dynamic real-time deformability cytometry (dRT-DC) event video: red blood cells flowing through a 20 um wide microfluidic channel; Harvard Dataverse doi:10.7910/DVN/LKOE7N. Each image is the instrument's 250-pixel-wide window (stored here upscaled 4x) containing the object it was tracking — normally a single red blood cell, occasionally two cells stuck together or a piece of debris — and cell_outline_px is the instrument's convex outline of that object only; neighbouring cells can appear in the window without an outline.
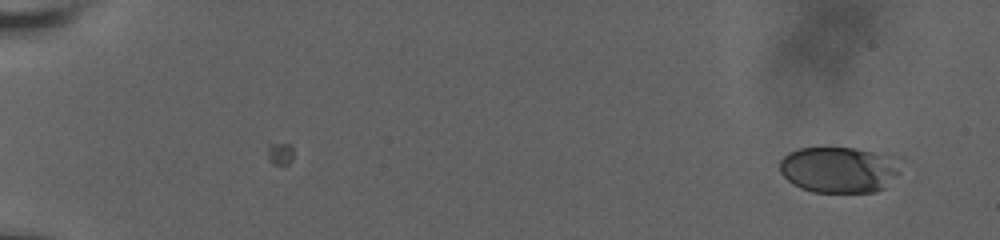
{"species": "human", "species_latin": "Homo sapiens", "temperature_condition": "room temperature", "stored_images_in_passage": 3, "camera_frame_rate_fps": 3000, "um_per_image_px": 0.085, "donor": {"sex": "male"}, "frame": {"image": 1, "passage_image": 3, "time_ms": 1.333, "image_size_px": [1000, 240], "cell_outline_px": [[900, 172], [884, 188], [876, 192], [812, 192], [800, 188], [792, 184], [780, 172], [780, 160], [788, 152], [800, 148], [856, 148], [872, 152], [892, 160]], "centroid_in_image_um": [71.21, 14.45], "position_along_channel_um": 13.8, "area_um2": 31.85}}